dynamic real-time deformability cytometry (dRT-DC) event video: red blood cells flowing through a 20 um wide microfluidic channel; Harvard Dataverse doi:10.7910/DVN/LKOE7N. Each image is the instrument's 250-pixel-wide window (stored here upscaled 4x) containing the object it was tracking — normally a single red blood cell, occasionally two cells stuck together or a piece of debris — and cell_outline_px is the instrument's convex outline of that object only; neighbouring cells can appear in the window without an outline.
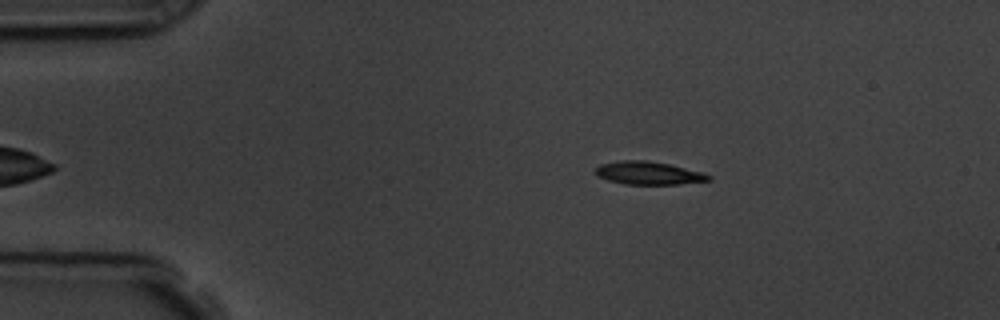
{"species": "common noctule bat (a hibernating species)", "species_latin": "Nyctalus noctula", "temperature_condition": "room temperature", "stored_images_in_passage": 42, "camera_frame_rate_fps": 3000, "um_per_image_px": 0.085, "animal": {"sex": "male", "body_mass_g": 19.5, "forearm_length_mm": 54.6}, "frame": {"image": 1, "passage_image": 4, "time_ms": 1.0, "image_size_px": [1000, 320], "cell_outline_px": [[712, 180], [680, 184], [624, 184], [608, 180], [596, 176], [596, 168], [600, 164], [620, 160], [648, 160], [668, 164], [704, 172], [712, 176]], "centroid_in_image_um": [55.14, 14.71], "position_along_channel_um": 29.9, "area_um2": 15.26}}
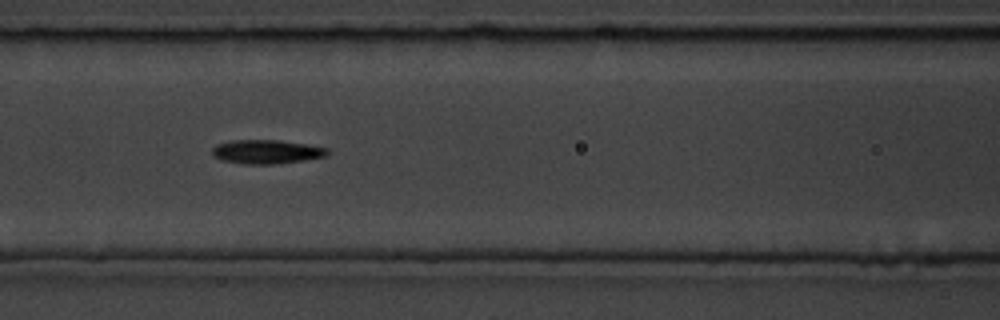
{"frame": {"image": 2, "passage_image": 18, "time_ms": 5.667, "image_size_px": [1000, 320], "cell_outline_px": [[328, 156], [304, 160], [272, 164], [244, 164], [220, 160], [212, 156], [212, 148], [216, 144], [232, 140], [280, 140], [328, 148]], "centroid_in_image_um": [22.61, 12.9], "position_along_channel_um": 144.0, "area_um2": 16.13}}
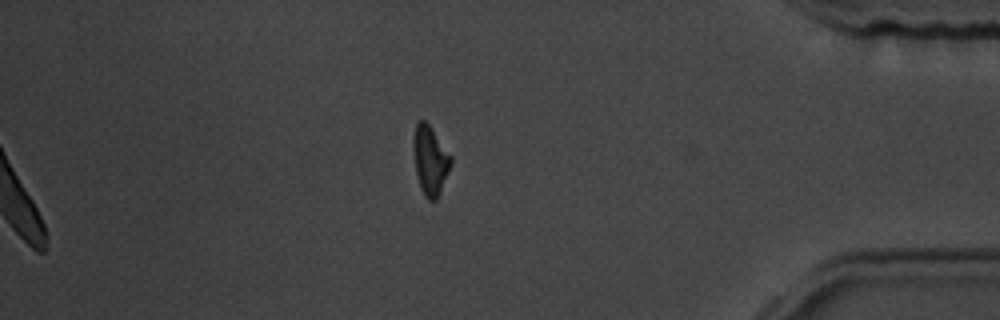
{"frame": {"image": 3, "passage_image": 42, "time_ms": 13.667, "image_size_px": [1000, 320], "cell_outline_px": [[452, 164], [440, 192], [436, 200], [428, 200], [424, 196], [420, 188], [416, 172], [412, 148], [412, 140], [416, 124], [420, 120], [424, 120], [432, 128], [452, 156]], "centroid_in_image_um": [36.56, 13.62], "position_along_channel_um": 398.6, "area_um2": 15.26}, "authors_computed_cell_mechanics": {"area_um2": 15.5193, "velocity_mm_per_s": 3.6259, "shape_relaxation_time_tau1_ms": 2.8728, "shape_relaxation_time_tau2_ms": 4.1142, "deformation_change_tau1": 0.1649, "deformation_change_tau2": 0.1049}}